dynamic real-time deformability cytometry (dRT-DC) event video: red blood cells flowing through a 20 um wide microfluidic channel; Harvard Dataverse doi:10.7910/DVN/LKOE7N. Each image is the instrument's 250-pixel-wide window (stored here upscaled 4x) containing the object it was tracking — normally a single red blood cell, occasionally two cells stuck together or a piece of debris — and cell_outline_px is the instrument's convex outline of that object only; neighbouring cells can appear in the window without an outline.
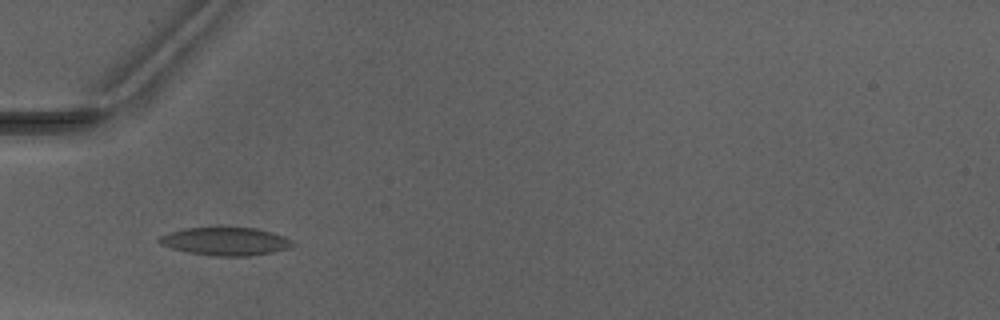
{"species": "Egyptian fruit bat (a non-hibernating species)", "species_latin": "Rousettus aegyptiacus", "temperature_condition": "warm", "stored_images_in_passage": 6, "camera_frame_rate_fps": 3000, "um_per_image_px": 0.085, "animal": {"sex": "male"}, "frame": {"image": 1, "passage_image": 4, "time_ms": 3.333, "image_size_px": [1000, 320], "cell_outline_px": [[296, 244], [288, 248], [272, 252], [248, 256], [212, 256], [188, 252], [172, 248], [160, 244], [156, 240], [160, 236], [168, 232], [184, 228], [256, 228], [272, 232], [292, 240]], "centroid_in_image_um": [19.14, 20.52], "position_along_channel_um": 65.9, "area_um2": 21.73}}
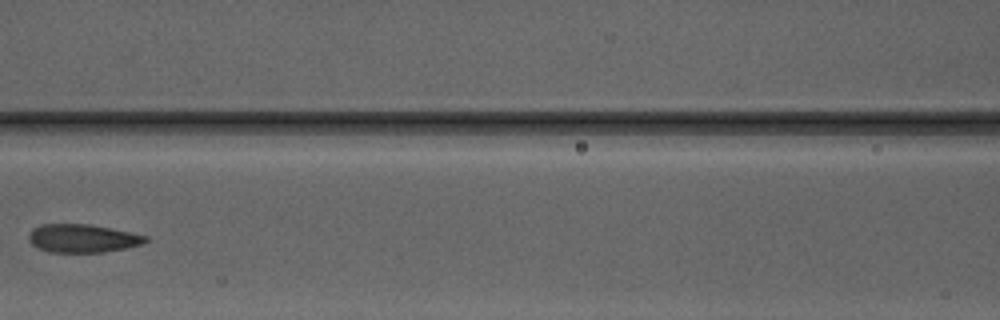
{"frame": {"image": 2, "passage_image": 6, "time_ms": 5.667, "image_size_px": [1000, 320], "cell_outline_px": [[148, 240], [144, 244], [104, 252], [48, 252], [32, 244], [28, 240], [28, 236], [32, 228], [40, 224], [92, 224], [148, 236]], "centroid_in_image_um": [7.01, 20.25], "position_along_channel_um": 159.6, "area_um2": 19.31}}